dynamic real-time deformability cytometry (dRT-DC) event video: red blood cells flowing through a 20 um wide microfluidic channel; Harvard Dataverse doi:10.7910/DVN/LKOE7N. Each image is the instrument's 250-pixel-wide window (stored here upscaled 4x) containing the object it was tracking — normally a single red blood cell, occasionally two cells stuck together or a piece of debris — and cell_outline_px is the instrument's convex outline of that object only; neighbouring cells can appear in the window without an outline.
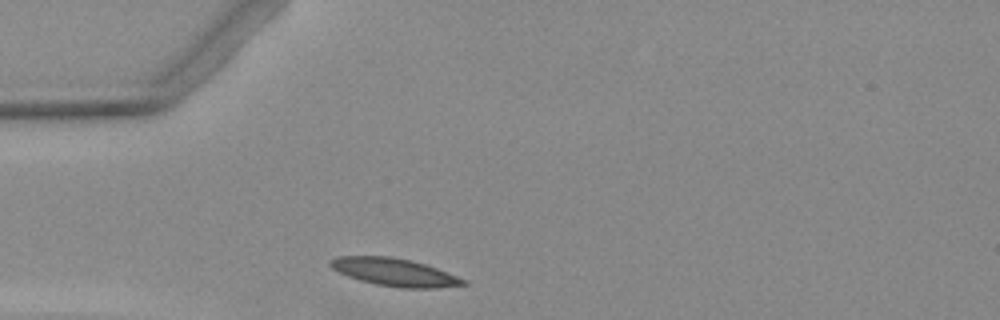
{"species": "Egyptian fruit bat (a non-hibernating species)", "species_latin": "Rousettus aegyptiacus", "temperature_condition": "warm", "stored_images_in_passage": 1, "camera_frame_rate_fps": 3000, "um_per_image_px": 0.085, "animal": {"sex": "female"}, "frame": {"image": 1, "passage_image": 1, "time_ms": 0.0, "image_size_px": [1000, 320], "cell_outline_px": [[468, 284], [436, 288], [404, 288], [376, 284], [360, 280], [348, 276], [332, 268], [328, 264], [328, 260], [340, 256], [392, 256], [412, 260], [436, 268], [468, 280]], "centroid_in_image_um": [33.54, 23.13], "position_along_channel_um": 51.5, "area_um2": 21.44}}